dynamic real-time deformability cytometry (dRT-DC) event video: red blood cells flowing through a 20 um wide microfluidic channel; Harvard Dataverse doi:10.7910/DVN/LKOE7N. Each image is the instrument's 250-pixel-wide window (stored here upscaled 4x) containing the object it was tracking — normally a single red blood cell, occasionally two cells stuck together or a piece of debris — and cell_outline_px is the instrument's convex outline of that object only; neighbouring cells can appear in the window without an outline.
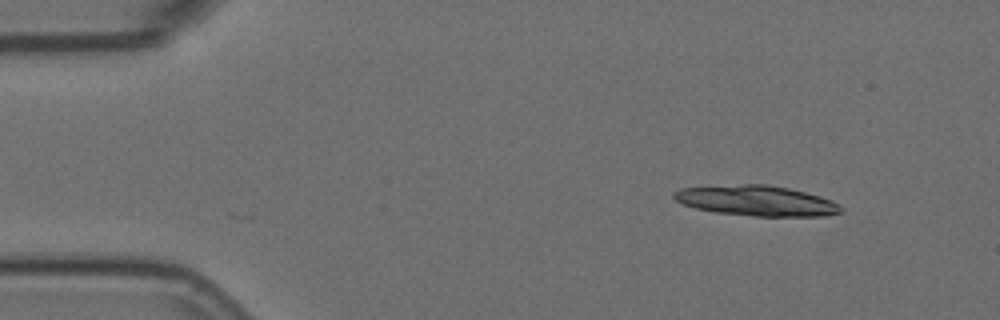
{"species": "Egyptian fruit bat (a non-hibernating species)", "species_latin": "Rousettus aegyptiacus", "temperature_condition": "room temperature", "stored_images_in_passage": 3, "camera_frame_rate_fps": 3000, "um_per_image_px": 0.085, "animal": {"sex": "female"}, "frame": {"image": 1, "passage_image": 1, "time_ms": 0.0, "image_size_px": [1000, 320], "cell_outline_px": [[844, 212], [824, 216], [756, 216], [716, 212], [696, 208], [684, 204], [676, 200], [672, 196], [672, 192], [680, 188], [740, 184], [764, 184], [788, 188], [820, 196], [832, 200], [840, 204], [844, 208]], "centroid_in_image_um": [64.34, 17.06], "position_along_channel_um": 20.7, "area_um2": 29.54}}